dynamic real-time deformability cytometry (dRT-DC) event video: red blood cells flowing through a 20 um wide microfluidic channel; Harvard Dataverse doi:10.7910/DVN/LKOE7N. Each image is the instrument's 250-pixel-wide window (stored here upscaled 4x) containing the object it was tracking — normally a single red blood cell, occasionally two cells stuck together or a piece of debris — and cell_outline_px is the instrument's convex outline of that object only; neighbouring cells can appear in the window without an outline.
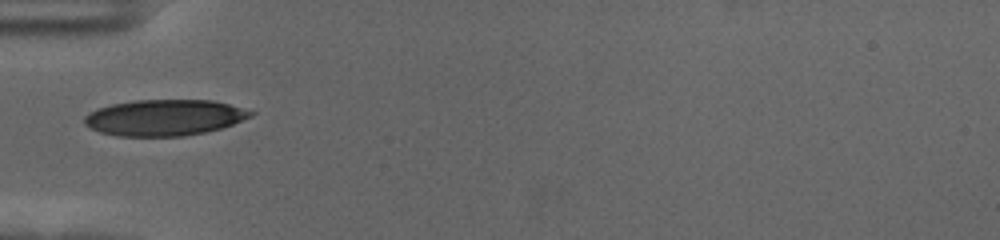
{"species": "human", "species_latin": "Homo sapiens", "temperature_condition": "cold", "stored_images_in_passage": 39, "camera_frame_rate_fps": 3000, "um_per_image_px": 0.085, "donor": {"sex": "female"}, "frame": {"image": 1, "passage_image": 1, "time_ms": 0.0, "image_size_px": [1000, 240], "cell_outline_px": [[256, 112], [252, 116], [232, 124], [220, 128], [204, 132], [184, 136], [116, 136], [100, 132], [84, 124], [84, 116], [100, 108], [112, 104], [136, 100], [212, 100], [228, 104]], "centroid_in_image_um": [13.98, 10.0], "position_along_channel_um": 71.0, "area_um2": 34.68}}
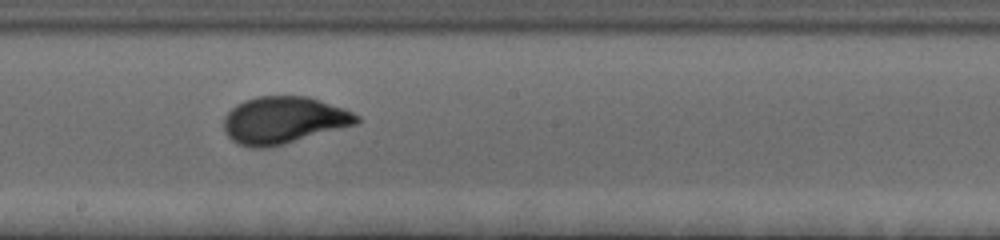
{"frame": {"image": 2, "passage_image": 14, "time_ms": 4.333, "image_size_px": [1000, 240], "cell_outline_px": [[360, 120], [356, 124], [284, 144], [268, 148], [248, 148], [236, 144], [224, 132], [224, 116], [236, 104], [244, 100], [256, 96], [308, 96], [344, 108], [360, 116]], "centroid_in_image_um": [24.07, 10.22], "position_along_channel_um": 224.1, "area_um2": 36.65}}
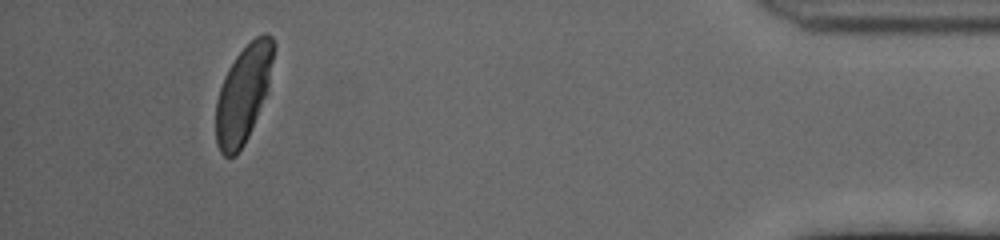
{"frame": {"image": 3, "passage_image": 35, "time_ms": 11.333, "image_size_px": [1000, 240], "cell_outline_px": [[276, 44], [268, 88], [248, 136], [244, 144], [236, 156], [224, 156], [220, 152], [216, 144], [216, 100], [224, 76], [228, 68], [236, 56], [256, 36], [264, 32], [268, 32], [272, 36]], "centroid_in_image_um": [20.68, 7.95], "position_along_channel_um": 414.5, "area_um2": 32.54}, "authors_computed_cell_mechanics": {"area_um2": 34.7956, "velocity_mm_per_s": 3.5372, "shape_relaxation_time_tau1_ms": 2.688, "shape_relaxation_time_tau2_ms": null, "deformation_change_tau1": 0.147, "deformation_change_tau2": null}}